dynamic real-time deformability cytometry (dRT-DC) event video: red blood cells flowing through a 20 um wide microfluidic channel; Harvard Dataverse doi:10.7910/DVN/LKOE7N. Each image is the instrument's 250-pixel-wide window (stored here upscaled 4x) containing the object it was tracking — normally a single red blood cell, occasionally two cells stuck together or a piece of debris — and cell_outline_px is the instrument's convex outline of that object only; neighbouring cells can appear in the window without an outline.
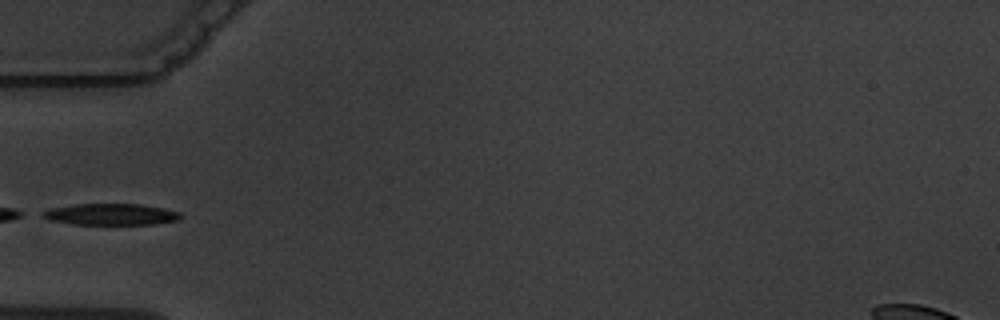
{"species": "common noctule bat (a hibernating species)", "species_latin": "Nyctalus noctula", "temperature_condition": "warm", "stored_images_in_passage": 3, "camera_frame_rate_fps": 3000, "um_per_image_px": 0.085, "animal": {"sex": "male", "body_mass_g": 19.5, "forearm_length_mm": 54.6}, "frame": {"image": 1, "passage_image": 3, "time_ms": 2.333, "image_size_px": [1000, 320], "cell_outline_px": [[180, 220], [156, 224], [72, 224], [48, 220], [40, 216], [40, 212], [52, 208], [76, 204], [140, 204], [164, 208], [180, 212]], "centroid_in_image_um": [9.41, 18.22], "position_along_channel_um": 75.6, "area_um2": 17.28}}